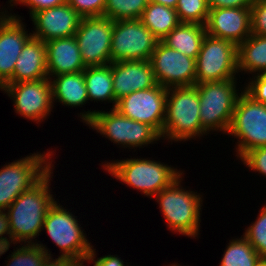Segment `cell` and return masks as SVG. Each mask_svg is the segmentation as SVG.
Wrapping results in <instances>:
<instances>
[{
  "instance_id": "cell-1",
  "label": "cell",
  "mask_w": 266,
  "mask_h": 266,
  "mask_svg": "<svg viewBox=\"0 0 266 266\" xmlns=\"http://www.w3.org/2000/svg\"><path fill=\"white\" fill-rule=\"evenodd\" d=\"M51 168L35 185L22 192L7 208L11 229V243L34 244L43 229L49 208L55 203L50 194ZM36 236V237H35ZM28 240V241H27Z\"/></svg>"
},
{
  "instance_id": "cell-2",
  "label": "cell",
  "mask_w": 266,
  "mask_h": 266,
  "mask_svg": "<svg viewBox=\"0 0 266 266\" xmlns=\"http://www.w3.org/2000/svg\"><path fill=\"white\" fill-rule=\"evenodd\" d=\"M206 133L201 125L197 86L168 88L162 137L179 142Z\"/></svg>"
},
{
  "instance_id": "cell-3",
  "label": "cell",
  "mask_w": 266,
  "mask_h": 266,
  "mask_svg": "<svg viewBox=\"0 0 266 266\" xmlns=\"http://www.w3.org/2000/svg\"><path fill=\"white\" fill-rule=\"evenodd\" d=\"M103 168L125 185L140 190L149 197H154L183 173L160 161L138 158L107 162Z\"/></svg>"
},
{
  "instance_id": "cell-4",
  "label": "cell",
  "mask_w": 266,
  "mask_h": 266,
  "mask_svg": "<svg viewBox=\"0 0 266 266\" xmlns=\"http://www.w3.org/2000/svg\"><path fill=\"white\" fill-rule=\"evenodd\" d=\"M182 176L162 189L154 197L161 208L168 228L188 237H196L199 233L201 195L181 187Z\"/></svg>"
},
{
  "instance_id": "cell-5",
  "label": "cell",
  "mask_w": 266,
  "mask_h": 266,
  "mask_svg": "<svg viewBox=\"0 0 266 266\" xmlns=\"http://www.w3.org/2000/svg\"><path fill=\"white\" fill-rule=\"evenodd\" d=\"M81 119L96 129L101 135L109 138L113 143L126 147H142L158 141L161 135L150 125L131 120L121 115L117 110L87 111L80 113Z\"/></svg>"
},
{
  "instance_id": "cell-6",
  "label": "cell",
  "mask_w": 266,
  "mask_h": 266,
  "mask_svg": "<svg viewBox=\"0 0 266 266\" xmlns=\"http://www.w3.org/2000/svg\"><path fill=\"white\" fill-rule=\"evenodd\" d=\"M202 128L228 132L238 100L235 79L196 84Z\"/></svg>"
},
{
  "instance_id": "cell-7",
  "label": "cell",
  "mask_w": 266,
  "mask_h": 266,
  "mask_svg": "<svg viewBox=\"0 0 266 266\" xmlns=\"http://www.w3.org/2000/svg\"><path fill=\"white\" fill-rule=\"evenodd\" d=\"M57 203L55 201L49 208L42 229H46L52 241L61 248L62 254L59 257L71 259L84 266L83 262L93 246L81 230L77 218Z\"/></svg>"
},
{
  "instance_id": "cell-8",
  "label": "cell",
  "mask_w": 266,
  "mask_h": 266,
  "mask_svg": "<svg viewBox=\"0 0 266 266\" xmlns=\"http://www.w3.org/2000/svg\"><path fill=\"white\" fill-rule=\"evenodd\" d=\"M227 133L239 139L236 156L240 158L254 148L266 146V104L255 101L243 90Z\"/></svg>"
},
{
  "instance_id": "cell-9",
  "label": "cell",
  "mask_w": 266,
  "mask_h": 266,
  "mask_svg": "<svg viewBox=\"0 0 266 266\" xmlns=\"http://www.w3.org/2000/svg\"><path fill=\"white\" fill-rule=\"evenodd\" d=\"M51 156L52 152L34 153L0 169V210H6L22 192L35 185L53 167Z\"/></svg>"
},
{
  "instance_id": "cell-10",
  "label": "cell",
  "mask_w": 266,
  "mask_h": 266,
  "mask_svg": "<svg viewBox=\"0 0 266 266\" xmlns=\"http://www.w3.org/2000/svg\"><path fill=\"white\" fill-rule=\"evenodd\" d=\"M237 45L229 40L206 34L196 58L195 85L236 79Z\"/></svg>"
},
{
  "instance_id": "cell-11",
  "label": "cell",
  "mask_w": 266,
  "mask_h": 266,
  "mask_svg": "<svg viewBox=\"0 0 266 266\" xmlns=\"http://www.w3.org/2000/svg\"><path fill=\"white\" fill-rule=\"evenodd\" d=\"M159 41L140 19L113 21L111 63L149 60Z\"/></svg>"
},
{
  "instance_id": "cell-12",
  "label": "cell",
  "mask_w": 266,
  "mask_h": 266,
  "mask_svg": "<svg viewBox=\"0 0 266 266\" xmlns=\"http://www.w3.org/2000/svg\"><path fill=\"white\" fill-rule=\"evenodd\" d=\"M113 20L106 17H82L74 37L85 67L111 63Z\"/></svg>"
},
{
  "instance_id": "cell-13",
  "label": "cell",
  "mask_w": 266,
  "mask_h": 266,
  "mask_svg": "<svg viewBox=\"0 0 266 266\" xmlns=\"http://www.w3.org/2000/svg\"><path fill=\"white\" fill-rule=\"evenodd\" d=\"M168 88L154 87L135 91L117 100L115 110L121 115L153 127L162 138Z\"/></svg>"
},
{
  "instance_id": "cell-14",
  "label": "cell",
  "mask_w": 266,
  "mask_h": 266,
  "mask_svg": "<svg viewBox=\"0 0 266 266\" xmlns=\"http://www.w3.org/2000/svg\"><path fill=\"white\" fill-rule=\"evenodd\" d=\"M14 101L16 113L37 121L46 119L53 108L51 79L6 83L2 88Z\"/></svg>"
},
{
  "instance_id": "cell-15",
  "label": "cell",
  "mask_w": 266,
  "mask_h": 266,
  "mask_svg": "<svg viewBox=\"0 0 266 266\" xmlns=\"http://www.w3.org/2000/svg\"><path fill=\"white\" fill-rule=\"evenodd\" d=\"M149 61L157 84L166 88L195 85L196 59L159 41Z\"/></svg>"
},
{
  "instance_id": "cell-16",
  "label": "cell",
  "mask_w": 266,
  "mask_h": 266,
  "mask_svg": "<svg viewBox=\"0 0 266 266\" xmlns=\"http://www.w3.org/2000/svg\"><path fill=\"white\" fill-rule=\"evenodd\" d=\"M81 18L69 3L42 9L31 16L36 28L35 32L30 34L44 43L53 39L74 36Z\"/></svg>"
},
{
  "instance_id": "cell-17",
  "label": "cell",
  "mask_w": 266,
  "mask_h": 266,
  "mask_svg": "<svg viewBox=\"0 0 266 266\" xmlns=\"http://www.w3.org/2000/svg\"><path fill=\"white\" fill-rule=\"evenodd\" d=\"M205 29L208 35L238 46L251 35V8L209 9Z\"/></svg>"
},
{
  "instance_id": "cell-18",
  "label": "cell",
  "mask_w": 266,
  "mask_h": 266,
  "mask_svg": "<svg viewBox=\"0 0 266 266\" xmlns=\"http://www.w3.org/2000/svg\"><path fill=\"white\" fill-rule=\"evenodd\" d=\"M24 26L22 20L12 14L0 19V90L12 78L15 63L32 37Z\"/></svg>"
},
{
  "instance_id": "cell-19",
  "label": "cell",
  "mask_w": 266,
  "mask_h": 266,
  "mask_svg": "<svg viewBox=\"0 0 266 266\" xmlns=\"http://www.w3.org/2000/svg\"><path fill=\"white\" fill-rule=\"evenodd\" d=\"M112 80L116 100L157 85L149 60L113 62Z\"/></svg>"
},
{
  "instance_id": "cell-20",
  "label": "cell",
  "mask_w": 266,
  "mask_h": 266,
  "mask_svg": "<svg viewBox=\"0 0 266 266\" xmlns=\"http://www.w3.org/2000/svg\"><path fill=\"white\" fill-rule=\"evenodd\" d=\"M48 77L83 71L81 52L74 36L45 42Z\"/></svg>"
},
{
  "instance_id": "cell-21",
  "label": "cell",
  "mask_w": 266,
  "mask_h": 266,
  "mask_svg": "<svg viewBox=\"0 0 266 266\" xmlns=\"http://www.w3.org/2000/svg\"><path fill=\"white\" fill-rule=\"evenodd\" d=\"M48 77L46 46L38 38L31 37L24 45L15 63L12 78L7 83L37 81Z\"/></svg>"
},
{
  "instance_id": "cell-22",
  "label": "cell",
  "mask_w": 266,
  "mask_h": 266,
  "mask_svg": "<svg viewBox=\"0 0 266 266\" xmlns=\"http://www.w3.org/2000/svg\"><path fill=\"white\" fill-rule=\"evenodd\" d=\"M51 79L53 102L58 100L62 105L78 107L89 100L84 82V70L75 73L60 74Z\"/></svg>"
},
{
  "instance_id": "cell-23",
  "label": "cell",
  "mask_w": 266,
  "mask_h": 266,
  "mask_svg": "<svg viewBox=\"0 0 266 266\" xmlns=\"http://www.w3.org/2000/svg\"><path fill=\"white\" fill-rule=\"evenodd\" d=\"M206 34L205 25L180 23L161 42L169 48L196 59Z\"/></svg>"
},
{
  "instance_id": "cell-24",
  "label": "cell",
  "mask_w": 266,
  "mask_h": 266,
  "mask_svg": "<svg viewBox=\"0 0 266 266\" xmlns=\"http://www.w3.org/2000/svg\"><path fill=\"white\" fill-rule=\"evenodd\" d=\"M237 56L238 72L266 74V36L251 34L237 46Z\"/></svg>"
},
{
  "instance_id": "cell-25",
  "label": "cell",
  "mask_w": 266,
  "mask_h": 266,
  "mask_svg": "<svg viewBox=\"0 0 266 266\" xmlns=\"http://www.w3.org/2000/svg\"><path fill=\"white\" fill-rule=\"evenodd\" d=\"M84 82L87 88L88 98L93 101H109L114 103L117 100L114 96L112 80V63L104 66L86 67L84 69Z\"/></svg>"
},
{
  "instance_id": "cell-26",
  "label": "cell",
  "mask_w": 266,
  "mask_h": 266,
  "mask_svg": "<svg viewBox=\"0 0 266 266\" xmlns=\"http://www.w3.org/2000/svg\"><path fill=\"white\" fill-rule=\"evenodd\" d=\"M140 20L160 41L181 23L174 8L150 1Z\"/></svg>"
},
{
  "instance_id": "cell-27",
  "label": "cell",
  "mask_w": 266,
  "mask_h": 266,
  "mask_svg": "<svg viewBox=\"0 0 266 266\" xmlns=\"http://www.w3.org/2000/svg\"><path fill=\"white\" fill-rule=\"evenodd\" d=\"M226 248L220 266H256L261 259L255 249L242 236L230 240Z\"/></svg>"
},
{
  "instance_id": "cell-28",
  "label": "cell",
  "mask_w": 266,
  "mask_h": 266,
  "mask_svg": "<svg viewBox=\"0 0 266 266\" xmlns=\"http://www.w3.org/2000/svg\"><path fill=\"white\" fill-rule=\"evenodd\" d=\"M149 0H105L103 17L113 21L140 19Z\"/></svg>"
},
{
  "instance_id": "cell-29",
  "label": "cell",
  "mask_w": 266,
  "mask_h": 266,
  "mask_svg": "<svg viewBox=\"0 0 266 266\" xmlns=\"http://www.w3.org/2000/svg\"><path fill=\"white\" fill-rule=\"evenodd\" d=\"M12 253L7 266H43L44 262L52 257L42 244H26ZM49 253V254H48ZM11 260V261H10Z\"/></svg>"
},
{
  "instance_id": "cell-30",
  "label": "cell",
  "mask_w": 266,
  "mask_h": 266,
  "mask_svg": "<svg viewBox=\"0 0 266 266\" xmlns=\"http://www.w3.org/2000/svg\"><path fill=\"white\" fill-rule=\"evenodd\" d=\"M175 10L181 23L205 25L209 14L207 0H178Z\"/></svg>"
},
{
  "instance_id": "cell-31",
  "label": "cell",
  "mask_w": 266,
  "mask_h": 266,
  "mask_svg": "<svg viewBox=\"0 0 266 266\" xmlns=\"http://www.w3.org/2000/svg\"><path fill=\"white\" fill-rule=\"evenodd\" d=\"M243 237L255 249L261 259H266V205L262 207L257 220L245 230Z\"/></svg>"
},
{
  "instance_id": "cell-32",
  "label": "cell",
  "mask_w": 266,
  "mask_h": 266,
  "mask_svg": "<svg viewBox=\"0 0 266 266\" xmlns=\"http://www.w3.org/2000/svg\"><path fill=\"white\" fill-rule=\"evenodd\" d=\"M251 8V34L266 36V0H254Z\"/></svg>"
},
{
  "instance_id": "cell-33",
  "label": "cell",
  "mask_w": 266,
  "mask_h": 266,
  "mask_svg": "<svg viewBox=\"0 0 266 266\" xmlns=\"http://www.w3.org/2000/svg\"><path fill=\"white\" fill-rule=\"evenodd\" d=\"M81 17L103 16L105 0H67Z\"/></svg>"
},
{
  "instance_id": "cell-34",
  "label": "cell",
  "mask_w": 266,
  "mask_h": 266,
  "mask_svg": "<svg viewBox=\"0 0 266 266\" xmlns=\"http://www.w3.org/2000/svg\"><path fill=\"white\" fill-rule=\"evenodd\" d=\"M240 159L251 170L266 176V146L254 148L246 152Z\"/></svg>"
},
{
  "instance_id": "cell-35",
  "label": "cell",
  "mask_w": 266,
  "mask_h": 266,
  "mask_svg": "<svg viewBox=\"0 0 266 266\" xmlns=\"http://www.w3.org/2000/svg\"><path fill=\"white\" fill-rule=\"evenodd\" d=\"M244 91L255 101L266 104V74L254 76Z\"/></svg>"
},
{
  "instance_id": "cell-36",
  "label": "cell",
  "mask_w": 266,
  "mask_h": 266,
  "mask_svg": "<svg viewBox=\"0 0 266 266\" xmlns=\"http://www.w3.org/2000/svg\"><path fill=\"white\" fill-rule=\"evenodd\" d=\"M14 2L18 4H24L27 5L30 9V17L35 13L42 9L51 8V7H57L60 5H63L67 3V0H10V4L13 7L14 4L11 2Z\"/></svg>"
},
{
  "instance_id": "cell-37",
  "label": "cell",
  "mask_w": 266,
  "mask_h": 266,
  "mask_svg": "<svg viewBox=\"0 0 266 266\" xmlns=\"http://www.w3.org/2000/svg\"><path fill=\"white\" fill-rule=\"evenodd\" d=\"M254 0H207L209 9L215 8H250Z\"/></svg>"
},
{
  "instance_id": "cell-38",
  "label": "cell",
  "mask_w": 266,
  "mask_h": 266,
  "mask_svg": "<svg viewBox=\"0 0 266 266\" xmlns=\"http://www.w3.org/2000/svg\"><path fill=\"white\" fill-rule=\"evenodd\" d=\"M96 249H93L92 248V251L91 253L87 256L86 258V262L87 261H94V265L93 266H125L123 263V261L117 256H114V255H107V256H103V257H100L96 260H94L96 257H95V251Z\"/></svg>"
},
{
  "instance_id": "cell-39",
  "label": "cell",
  "mask_w": 266,
  "mask_h": 266,
  "mask_svg": "<svg viewBox=\"0 0 266 266\" xmlns=\"http://www.w3.org/2000/svg\"><path fill=\"white\" fill-rule=\"evenodd\" d=\"M5 210H0V246L3 248L10 247V239H11V229L9 223V216ZM7 234L9 236V240L7 237H3L2 235Z\"/></svg>"
},
{
  "instance_id": "cell-40",
  "label": "cell",
  "mask_w": 266,
  "mask_h": 266,
  "mask_svg": "<svg viewBox=\"0 0 266 266\" xmlns=\"http://www.w3.org/2000/svg\"><path fill=\"white\" fill-rule=\"evenodd\" d=\"M54 260V261H53ZM49 257L43 264V266H81L76 261H73L68 258L58 257L57 259H53Z\"/></svg>"
},
{
  "instance_id": "cell-41",
  "label": "cell",
  "mask_w": 266,
  "mask_h": 266,
  "mask_svg": "<svg viewBox=\"0 0 266 266\" xmlns=\"http://www.w3.org/2000/svg\"><path fill=\"white\" fill-rule=\"evenodd\" d=\"M150 2L158 3L167 7L176 8L178 0H149Z\"/></svg>"
},
{
  "instance_id": "cell-42",
  "label": "cell",
  "mask_w": 266,
  "mask_h": 266,
  "mask_svg": "<svg viewBox=\"0 0 266 266\" xmlns=\"http://www.w3.org/2000/svg\"><path fill=\"white\" fill-rule=\"evenodd\" d=\"M256 266H266V259H260Z\"/></svg>"
},
{
  "instance_id": "cell-43",
  "label": "cell",
  "mask_w": 266,
  "mask_h": 266,
  "mask_svg": "<svg viewBox=\"0 0 266 266\" xmlns=\"http://www.w3.org/2000/svg\"><path fill=\"white\" fill-rule=\"evenodd\" d=\"M8 249H9V247L3 248V247L0 246V256H1L3 253L5 254V252L8 251Z\"/></svg>"
},
{
  "instance_id": "cell-44",
  "label": "cell",
  "mask_w": 266,
  "mask_h": 266,
  "mask_svg": "<svg viewBox=\"0 0 266 266\" xmlns=\"http://www.w3.org/2000/svg\"><path fill=\"white\" fill-rule=\"evenodd\" d=\"M1 13V15H0V18L2 19V18H4L7 14H6V10H5V14L3 13V12H0Z\"/></svg>"
}]
</instances>
